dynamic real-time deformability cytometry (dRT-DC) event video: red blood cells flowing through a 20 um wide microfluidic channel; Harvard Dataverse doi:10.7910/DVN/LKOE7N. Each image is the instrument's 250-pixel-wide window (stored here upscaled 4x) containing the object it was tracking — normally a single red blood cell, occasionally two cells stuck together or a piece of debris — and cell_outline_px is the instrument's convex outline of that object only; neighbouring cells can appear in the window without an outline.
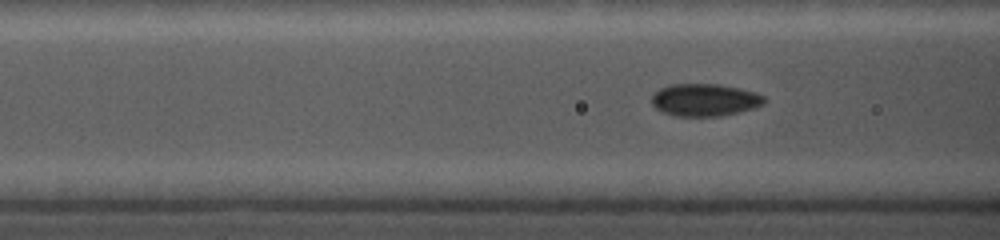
{"species": "common noctule bat (a hibernating species)", "species_latin": "Nyctalus noctula", "temperature_condition": "cold", "stored_images_in_passage": 34, "camera_frame_rate_fps": 5000, "um_per_image_px": 0.085, "animal": {"sex": "female", "body_mass_g": 19.0, "forearm_length_mm": 56.7}, "frame": {"image": 1, "passage_image": 23, "time_ms": 3.8, "image_size_px": [1000, 240], "cell_outline_px": [[764, 104], [752, 108], [720, 116], [672, 116], [656, 108], [652, 104], [652, 96], [660, 88], [668, 84], [720, 84], [740, 88], [756, 92], [764, 96]], "centroid_in_image_um": [59.89, 8.48], "position_along_channel_um": 106.7, "area_um2": 21.21}}
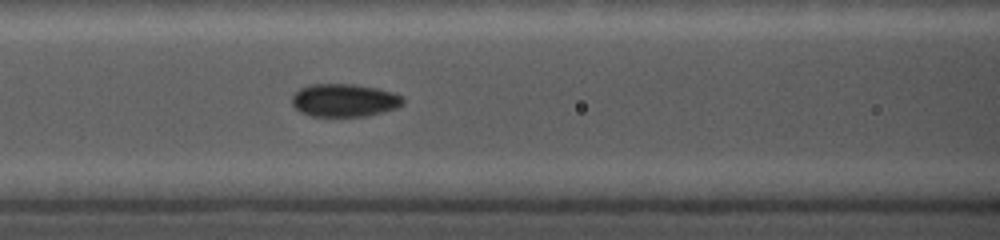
{"frame": {"image": 2, "passage_image": 26, "time_ms": 4.6, "image_size_px": [1000, 240], "cell_outline_px": [[404, 104], [396, 108], [368, 116], [312, 116], [300, 112], [292, 104], [292, 96], [300, 88], [308, 84], [352, 84], [376, 88], [392, 92], [404, 96]], "centroid_in_image_um": [29.28, 8.52], "position_along_channel_um": 137.3, "area_um2": 21.39}}
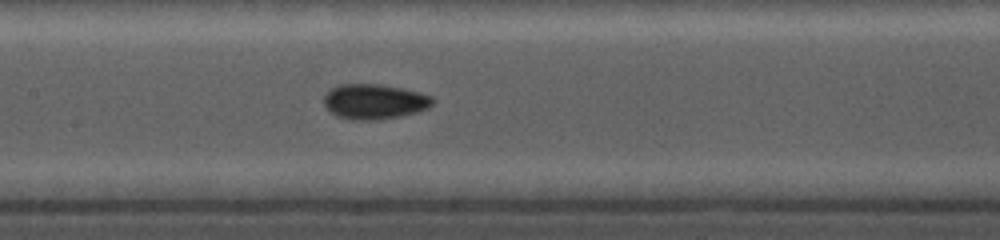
{"frame": {"image": 3, "passage_image": 32, "time_ms": 5.6, "image_size_px": [1000, 240], "cell_outline_px": [[436, 100], [428, 108], [416, 112], [400, 116], [380, 120], [352, 120], [336, 116], [324, 104], [324, 96], [332, 88], [340, 84], [380, 84], [404, 88], [420, 92], [432, 96]], "centroid_in_image_um": [31.86, 8.63], "position_along_channel_um": 175.5, "area_um2": 22.37}}